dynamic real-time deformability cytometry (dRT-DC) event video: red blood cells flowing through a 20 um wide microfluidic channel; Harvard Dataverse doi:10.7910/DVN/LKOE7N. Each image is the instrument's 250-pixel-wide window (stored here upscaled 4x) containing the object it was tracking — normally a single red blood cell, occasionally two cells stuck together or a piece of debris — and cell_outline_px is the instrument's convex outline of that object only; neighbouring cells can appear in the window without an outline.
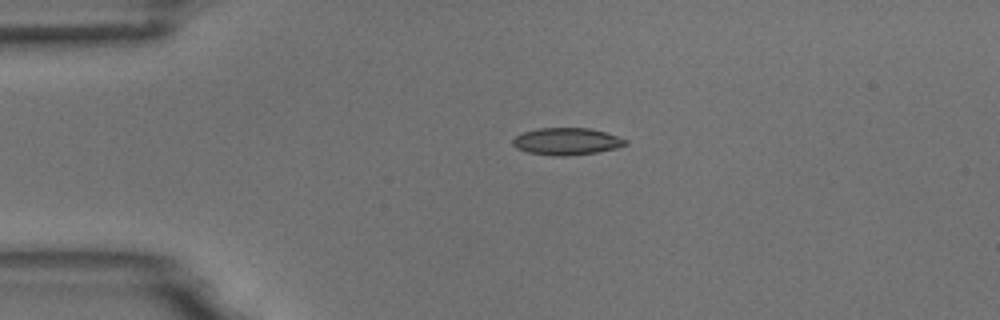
{"species": "common noctule bat (a hibernating species)", "species_latin": "Nyctalus noctula", "temperature_condition": "room temperature", "stored_images_in_passage": 2, "camera_frame_rate_fps": 3000, "um_per_image_px": 0.085, "animal": {"sex": "male", "body_mass_g": 18.8}, "frame": {"image": 1, "passage_image": 2, "time_ms": 2.0, "image_size_px": [1000, 320], "cell_outline_px": [[628, 144], [616, 148], [596, 152], [564, 156], [552, 156], [528, 152], [516, 148], [512, 144], [512, 140], [516, 136], [524, 132], [536, 128], [588, 128], [604, 132], [628, 140]], "centroid_in_image_um": [48.14, 12.02], "position_along_channel_um": 36.9, "area_um2": 17.69}}